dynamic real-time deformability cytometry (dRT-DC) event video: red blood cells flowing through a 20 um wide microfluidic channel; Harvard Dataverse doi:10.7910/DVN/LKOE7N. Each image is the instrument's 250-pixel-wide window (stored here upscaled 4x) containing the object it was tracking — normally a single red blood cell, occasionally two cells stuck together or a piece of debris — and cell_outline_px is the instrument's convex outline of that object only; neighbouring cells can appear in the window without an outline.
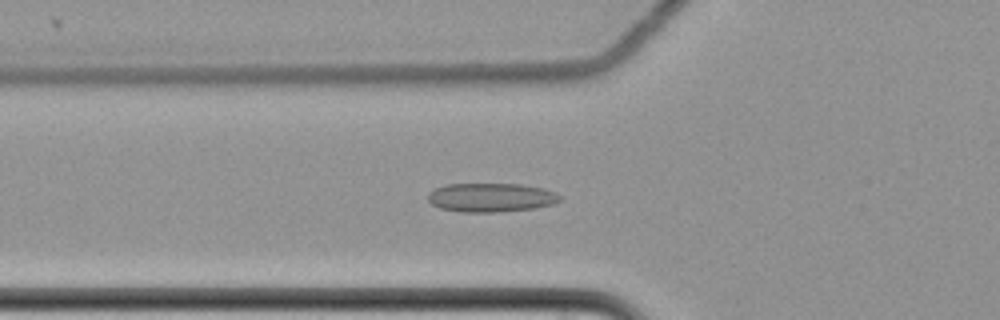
{"species": "common noctule bat (a hibernating species)", "species_latin": "Nyctalus noctula", "temperature_condition": "cold", "stored_images_in_passage": 44, "camera_frame_rate_fps": 3000, "um_per_image_px": 0.085, "animal": {"sex": "female", "body_mass_g": 22.7, "forearm_length_mm": 54.2}, "frame": {"image": 1, "passage_image": 9, "time_ms": 2.667, "image_size_px": [1000, 320], "cell_outline_px": [[560, 200], [552, 204], [532, 208], [496, 212], [464, 212], [440, 208], [432, 204], [428, 200], [428, 192], [444, 184], [520, 184], [544, 188], [556, 192], [560, 196]], "centroid_in_image_um": [41.71, 16.78], "position_along_channel_um": 84.1, "area_um2": 22.14}}
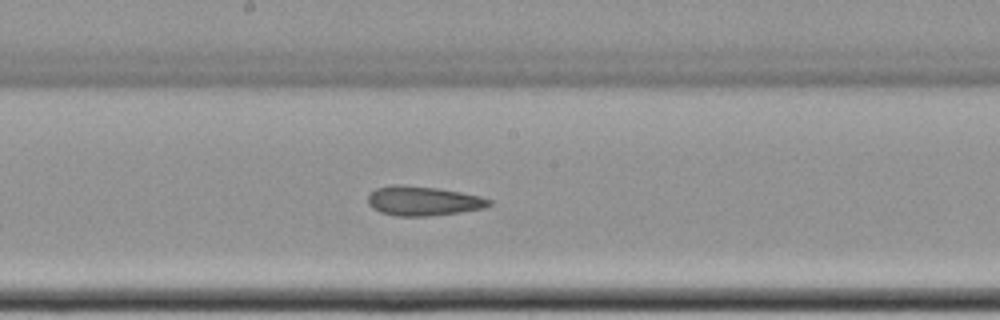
{"frame": {"image": 2, "passage_image": 20, "time_ms": 6.333, "image_size_px": [1000, 320], "cell_outline_px": [[492, 204], [484, 208], [460, 212], [428, 216], [396, 216], [380, 212], [372, 208], [368, 204], [368, 192], [376, 188], [396, 184], [400, 184], [436, 188], [460, 192], [480, 196], [492, 200]], "centroid_in_image_um": [35.93, 17.08], "position_along_channel_um": 212.3, "area_um2": 20.87}}
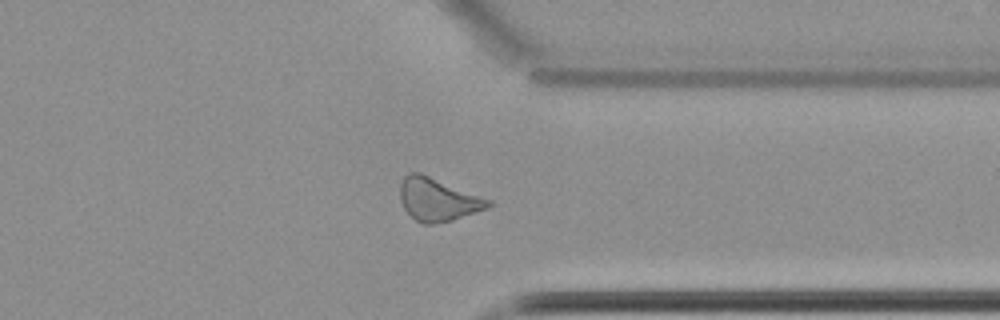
{"frame": {"image": 3, "passage_image": 34, "time_ms": 11.0, "image_size_px": [1000, 320], "cell_outline_px": [[492, 204], [488, 208], [452, 220], [432, 224], [424, 224], [416, 220], [404, 208], [400, 200], [400, 184], [404, 176], [408, 172], [420, 172], [492, 200]], "centroid_in_image_um": [37.21, 16.94], "position_along_channel_um": 374.2, "area_um2": 22.02}}